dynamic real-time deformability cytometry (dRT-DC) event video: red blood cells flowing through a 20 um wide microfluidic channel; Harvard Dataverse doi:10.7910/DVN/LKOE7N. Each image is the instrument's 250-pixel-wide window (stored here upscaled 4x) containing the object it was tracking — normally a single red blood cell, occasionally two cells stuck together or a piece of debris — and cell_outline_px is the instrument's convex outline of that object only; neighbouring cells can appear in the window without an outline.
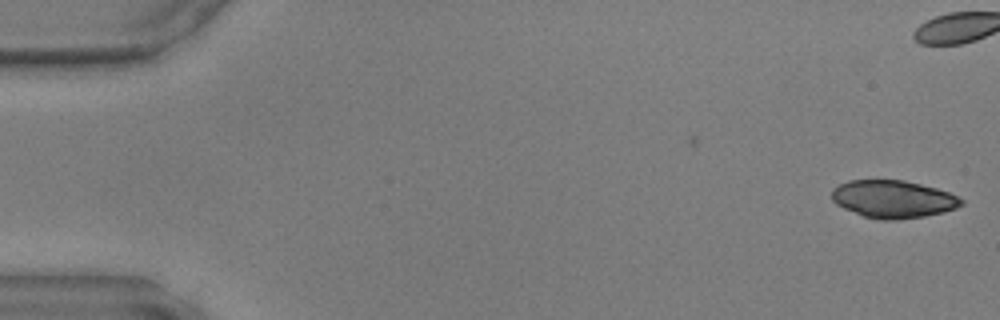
{"species": "common noctule bat (a hibernating species)", "species_latin": "Nyctalus noctula", "temperature_condition": "warm", "stored_images_in_passage": 6, "camera_frame_rate_fps": 3000, "um_per_image_px": 0.085, "animal": {"sex": "male", "body_mass_g": 17.9, "forearm_length_mm": 54.2}, "frame": {"image": 1, "passage_image": 6, "time_ms": 1.667, "image_size_px": [1000, 320], "cell_outline_px": [[964, 204], [956, 208], [944, 212], [924, 216], [896, 220], [880, 220], [864, 216], [844, 208], [836, 204], [832, 200], [832, 188], [848, 180], [904, 180], [936, 188], [948, 192], [964, 200]], "centroid_in_image_um": [75.91, 16.92], "position_along_channel_um": 9.1, "area_um2": 28.38}}